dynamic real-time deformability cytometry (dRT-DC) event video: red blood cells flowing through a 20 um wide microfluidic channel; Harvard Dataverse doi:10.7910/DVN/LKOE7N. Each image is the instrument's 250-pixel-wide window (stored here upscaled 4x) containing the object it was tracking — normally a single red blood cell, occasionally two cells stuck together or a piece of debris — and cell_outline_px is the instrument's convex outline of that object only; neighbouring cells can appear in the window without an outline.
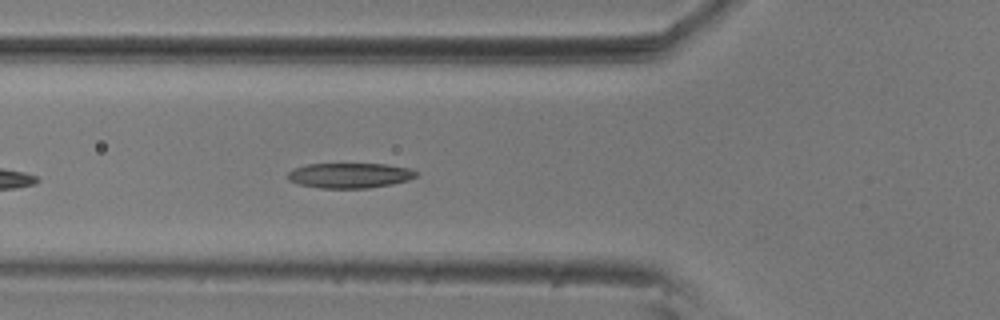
{"species": "common noctule bat (a hibernating species)", "species_latin": "Nyctalus noctula", "temperature_condition": "room temperature", "stored_images_in_passage": 27, "camera_frame_rate_fps": 3000, "um_per_image_px": 0.085, "animal": {"sex": "male", "body_mass_g": 20.5, "forearm_length_mm": 52.5}, "frame": {"image": 1, "passage_image": 6, "time_ms": 1.667, "image_size_px": [1000, 320], "cell_outline_px": [[420, 172], [416, 176], [408, 180], [392, 184], [368, 188], [320, 188], [300, 184], [288, 180], [288, 172], [292, 168], [308, 164], [388, 164], [408, 168]], "centroid_in_image_um": [29.74, 14.91], "position_along_channel_um": 96.1, "area_um2": 18.84}}
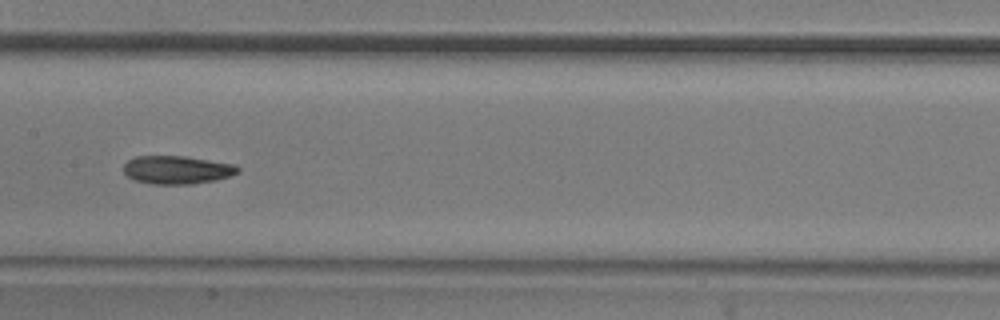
{"frame": {"image": 2, "passage_image": 14, "time_ms": 4.333, "image_size_px": [1000, 320], "cell_outline_px": [[240, 172], [216, 180], [192, 184], [152, 184], [132, 180], [124, 172], [124, 164], [128, 160], [136, 156], [184, 156], [236, 164], [240, 168]], "centroid_in_image_um": [15.05, 14.44], "position_along_channel_um": 192.4, "area_um2": 18.9}}
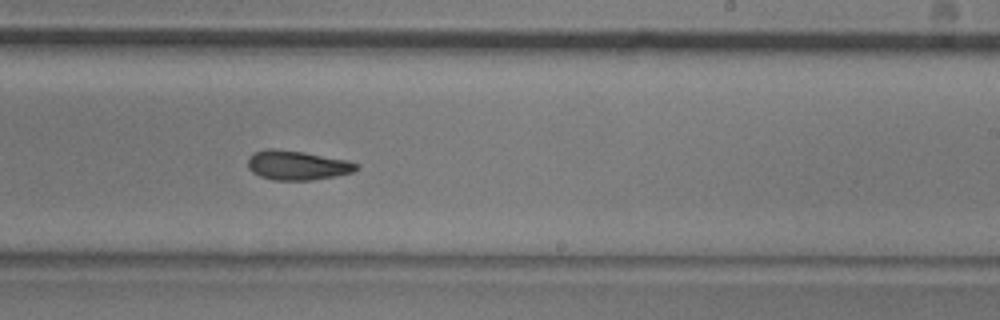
{"frame": {"image": 3, "passage_image": 20, "time_ms": 6.333, "image_size_px": [1000, 320], "cell_outline_px": [[360, 164], [352, 172], [336, 176], [312, 180], [272, 180], [260, 176], [252, 172], [248, 168], [248, 156], [252, 152], [264, 148], [272, 148], [304, 152], [348, 160]], "centroid_in_image_um": [25.22, 14.04], "position_along_channel_um": 263.8, "area_um2": 18.79}}